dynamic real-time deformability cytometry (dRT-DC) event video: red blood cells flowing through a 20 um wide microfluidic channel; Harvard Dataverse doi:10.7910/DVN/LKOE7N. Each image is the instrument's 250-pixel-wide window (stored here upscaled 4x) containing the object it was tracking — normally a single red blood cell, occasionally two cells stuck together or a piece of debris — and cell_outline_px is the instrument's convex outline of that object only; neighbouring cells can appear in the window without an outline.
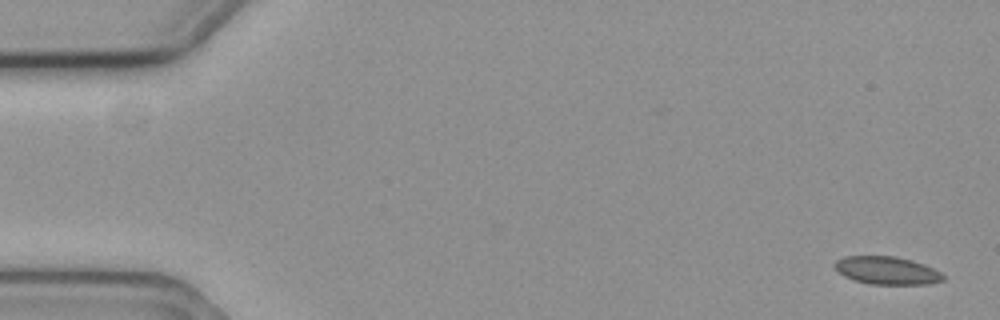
{"species": "common noctule bat (a hibernating species)", "species_latin": "Nyctalus noctula", "temperature_condition": "cold", "stored_images_in_passage": 57, "camera_frame_rate_fps": 3000, "um_per_image_px": 0.085, "animal": {"sex": "female", "body_mass_g": 19.3, "forearm_length_mm": 54.1}, "frame": {"image": 1, "passage_image": 1, "time_ms": 0.0, "image_size_px": [1000, 320], "cell_outline_px": [[944, 280], [928, 284], [868, 284], [844, 276], [832, 264], [836, 260], [844, 256], [896, 256], [912, 260], [924, 264], [940, 272], [944, 276]], "centroid_in_image_um": [75.38, 22.98], "position_along_channel_um": 9.6, "area_um2": 17.57}}
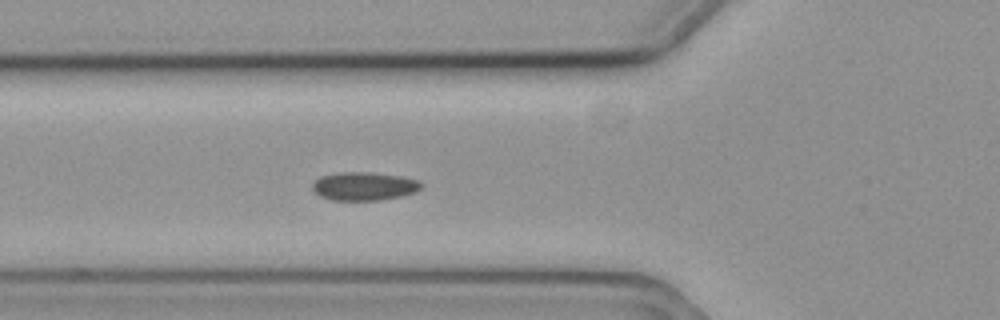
{"frame": {"image": 2, "passage_image": 20, "time_ms": 6.333, "image_size_px": [1000, 320], "cell_outline_px": [[424, 184], [416, 192], [400, 196], [380, 200], [332, 200], [320, 196], [312, 188], [312, 184], [320, 176], [340, 172], [372, 172], [404, 176], [420, 180]], "centroid_in_image_um": [30.99, 15.81], "position_along_channel_um": 94.8, "area_um2": 18.15}}
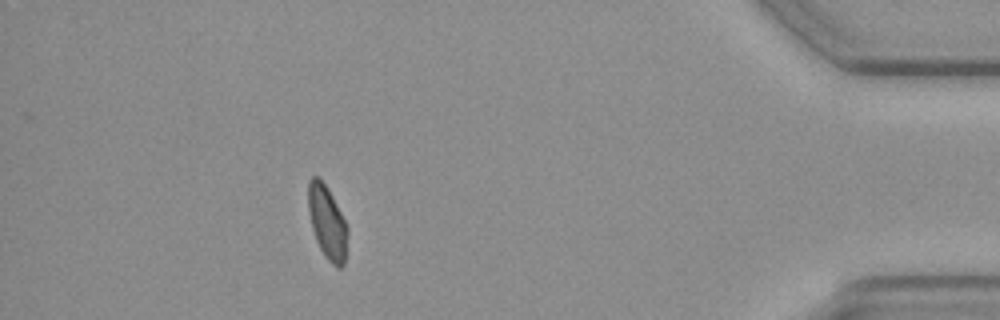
{"frame": {"image": 3, "passage_image": 51, "time_ms": 16.667, "image_size_px": [1000, 320], "cell_outline_px": [[348, 232], [344, 264], [340, 268], [336, 268], [324, 256], [316, 240], [312, 228], [308, 208], [308, 180], [312, 176], [320, 176], [328, 188], [348, 228]], "centroid_in_image_um": [27.8, 18.89], "position_along_channel_um": 407.4, "area_um2": 16.82}, "authors_computed_cell_mechanics": {"area_um2": 17.5712, "velocity_mm_per_s": 3.5779, "shape_relaxation_time_tau1_ms": null, "shape_relaxation_time_tau2_ms": 5.4241, "deformation_change_tau1": null, "deformation_change_tau2": 0.0643}}